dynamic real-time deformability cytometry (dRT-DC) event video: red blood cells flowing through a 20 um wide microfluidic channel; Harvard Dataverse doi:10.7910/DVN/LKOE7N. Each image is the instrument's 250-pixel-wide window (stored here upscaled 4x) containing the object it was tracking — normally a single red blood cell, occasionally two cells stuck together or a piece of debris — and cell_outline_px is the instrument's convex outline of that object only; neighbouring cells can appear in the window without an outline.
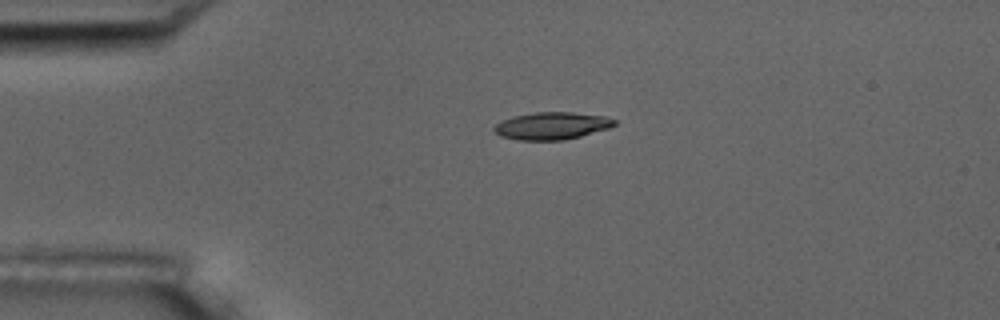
{"species": "common noctule bat (a hibernating species)", "species_latin": "Nyctalus noctula", "temperature_condition": "room temperature", "stored_images_in_passage": 2, "camera_frame_rate_fps": 3000, "um_per_image_px": 0.085, "animal": {"sex": "male", "body_mass_g": 17.5, "forearm_length_mm": 52.3}, "frame": {"image": 1, "passage_image": 1, "time_ms": 0.0, "image_size_px": [1000, 320], "cell_outline_px": [[616, 124], [608, 128], [580, 136], [564, 140], [520, 140], [500, 136], [492, 128], [500, 120], [512, 116], [536, 112], [572, 112], [604, 116], [616, 120]], "centroid_in_image_um": [46.87, 10.69], "position_along_channel_um": 38.1, "area_um2": 19.13}}